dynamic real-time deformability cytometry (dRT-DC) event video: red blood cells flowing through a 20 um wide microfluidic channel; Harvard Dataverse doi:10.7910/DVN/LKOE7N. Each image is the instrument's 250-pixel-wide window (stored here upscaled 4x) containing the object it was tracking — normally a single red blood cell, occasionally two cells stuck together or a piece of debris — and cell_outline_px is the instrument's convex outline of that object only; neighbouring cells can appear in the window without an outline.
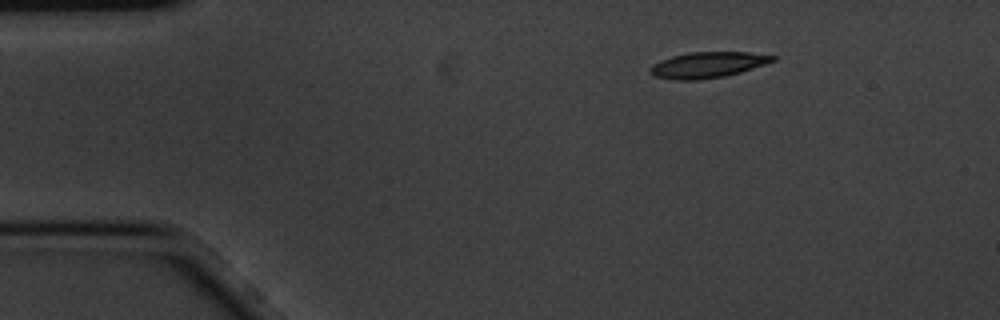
{"species": "common noctule bat (a hibernating species)", "species_latin": "Nyctalus noctula", "temperature_condition": "cold", "stored_images_in_passage": 3, "camera_frame_rate_fps": 3000, "um_per_image_px": 0.085, "animal": {"sex": "male", "body_mass_g": 20.1, "forearm_length_mm": 53.5}, "frame": {"image": 1, "passage_image": 1, "time_ms": 0.0, "image_size_px": [1000, 320], "cell_outline_px": [[776, 60], [740, 72], [724, 76], [696, 80], [676, 80], [652, 76], [648, 72], [648, 68], [652, 64], [660, 60], [672, 56], [692, 52], [748, 52], [776, 56]], "centroid_in_image_um": [60.09, 5.52], "position_along_channel_um": 24.9, "area_um2": 18.44}}